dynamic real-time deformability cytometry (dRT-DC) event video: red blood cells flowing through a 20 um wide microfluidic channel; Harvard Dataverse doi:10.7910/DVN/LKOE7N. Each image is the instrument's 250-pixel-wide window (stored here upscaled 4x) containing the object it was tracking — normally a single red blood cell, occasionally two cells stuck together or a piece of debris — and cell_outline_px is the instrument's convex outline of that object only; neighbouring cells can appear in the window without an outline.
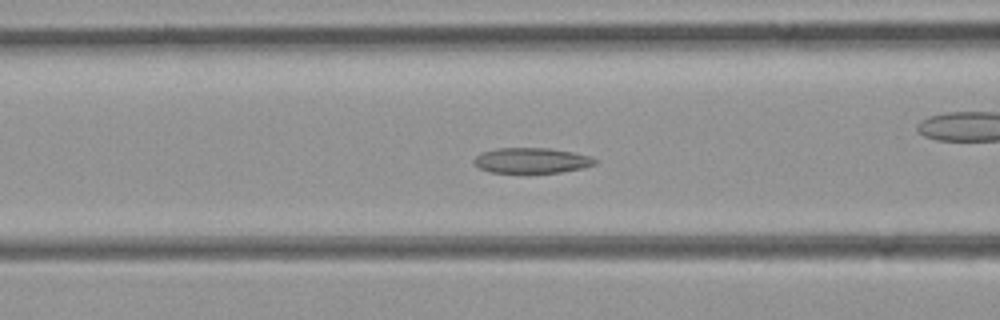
{"species": "common noctule bat (a hibernating species)", "species_latin": "Nyctalus noctula", "temperature_condition": "room temperature", "stored_images_in_passage": 42, "camera_frame_rate_fps": 3000, "um_per_image_px": 0.085, "animal": {"sex": "female", "body_mass_g": 21.9}, "frame": {"image": 1, "passage_image": 19, "time_ms": 6.0, "image_size_px": [1000, 320], "cell_outline_px": [[596, 164], [584, 168], [560, 172], [524, 176], [488, 172], [480, 168], [472, 160], [480, 152], [500, 148], [548, 148], [572, 152], [588, 156], [596, 160]], "centroid_in_image_um": [45.13, 13.7], "position_along_channel_um": 121.5, "area_um2": 18.73}}